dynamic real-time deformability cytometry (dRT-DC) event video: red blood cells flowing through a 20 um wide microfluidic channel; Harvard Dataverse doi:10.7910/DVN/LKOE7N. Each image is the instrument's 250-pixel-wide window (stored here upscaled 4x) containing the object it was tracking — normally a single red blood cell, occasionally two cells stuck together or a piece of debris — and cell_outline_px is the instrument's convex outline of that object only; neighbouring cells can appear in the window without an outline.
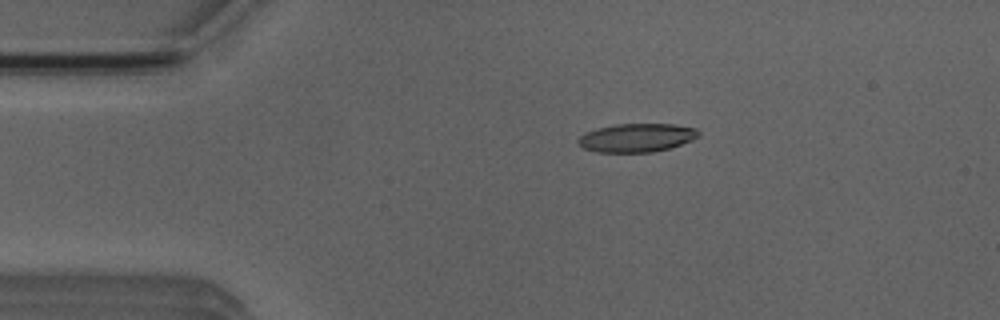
{"species": "Egyptian fruit bat (a non-hibernating species)", "species_latin": "Rousettus aegyptiacus", "temperature_condition": "room temperature", "stored_images_in_passage": 3, "camera_frame_rate_fps": 3000, "um_per_image_px": 0.085, "animal": {"sex": "male"}, "frame": {"image": 1, "passage_image": 1, "time_ms": 0.0, "image_size_px": [1000, 320], "cell_outline_px": [[700, 136], [692, 140], [668, 148], [652, 152], [596, 152], [584, 148], [576, 140], [584, 132], [596, 128], [616, 124], [672, 124], [696, 128], [700, 132]], "centroid_in_image_um": [54.1, 11.7], "position_along_channel_um": 30.9, "area_um2": 20.0}}
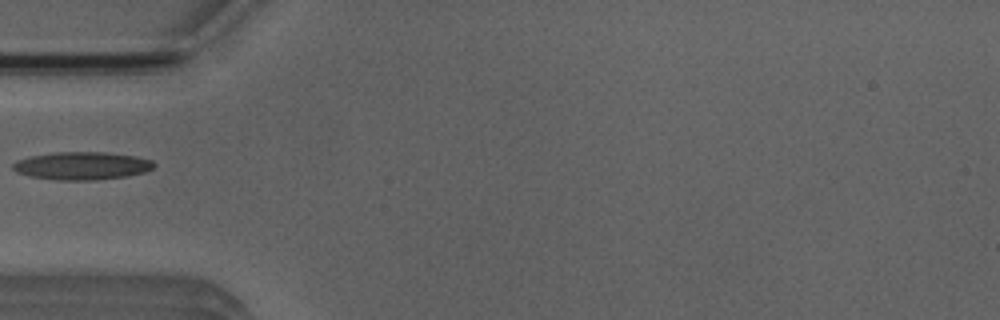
{"frame": {"image": 2, "passage_image": 3, "time_ms": 2.333, "image_size_px": [1000, 320], "cell_outline_px": [[156, 164], [152, 168], [144, 172], [128, 176], [96, 180], [60, 180], [28, 176], [16, 172], [12, 168], [12, 164], [16, 160], [28, 156], [56, 152], [104, 152], [136, 156], [152, 160]], "centroid_in_image_um": [6.94, 14.09], "position_along_channel_um": 78.1, "area_um2": 23.06}}